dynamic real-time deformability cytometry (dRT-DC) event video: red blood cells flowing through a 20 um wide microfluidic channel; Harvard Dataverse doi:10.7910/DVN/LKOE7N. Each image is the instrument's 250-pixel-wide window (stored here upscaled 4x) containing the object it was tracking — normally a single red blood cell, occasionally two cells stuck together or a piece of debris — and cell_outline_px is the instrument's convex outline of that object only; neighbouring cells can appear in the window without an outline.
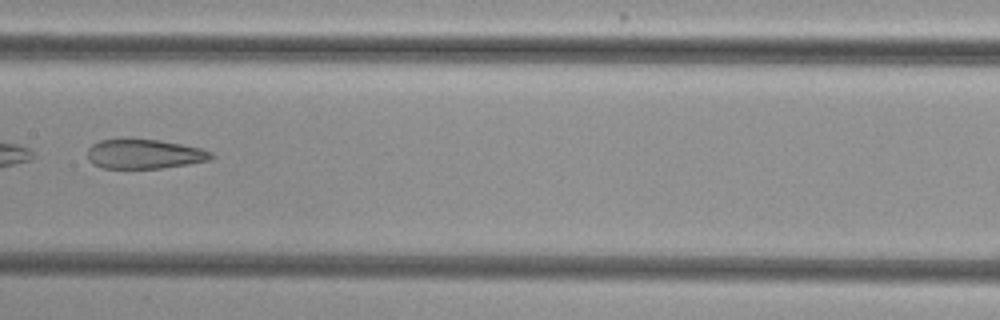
{"species": "common noctule bat (a hibernating species)", "species_latin": "Nyctalus noctula", "temperature_condition": "cold", "stored_images_in_passage": 9, "camera_frame_rate_fps": 3000, "um_per_image_px": 0.085, "animal": {"sex": "female", "body_mass_g": 29.2, "forearm_length_mm": 56.3}, "frame": {"image": 1, "passage_image": 8, "time_ms": 9.0, "image_size_px": [1000, 320], "cell_outline_px": [[216, 156], [212, 160], [188, 164], [160, 168], [100, 168], [92, 164], [88, 160], [88, 148], [92, 144], [100, 140], [128, 136], [160, 140], [200, 148], [212, 152]], "centroid_in_image_um": [12.24, 13.06], "position_along_channel_um": 195.2, "area_um2": 22.02}}
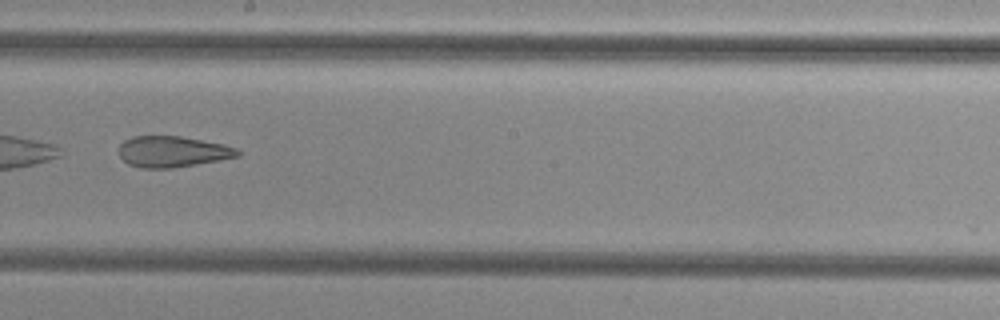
{"frame": {"image": 2, "passage_image": 9, "time_ms": 10.0, "image_size_px": [1000, 320], "cell_outline_px": [[240, 156], [220, 160], [172, 168], [140, 168], [128, 164], [120, 156], [120, 144], [124, 140], [132, 136], [180, 136], [224, 144], [236, 148], [240, 152]], "centroid_in_image_um": [14.66, 12.89], "position_along_channel_um": 233.5, "area_um2": 21.44}}